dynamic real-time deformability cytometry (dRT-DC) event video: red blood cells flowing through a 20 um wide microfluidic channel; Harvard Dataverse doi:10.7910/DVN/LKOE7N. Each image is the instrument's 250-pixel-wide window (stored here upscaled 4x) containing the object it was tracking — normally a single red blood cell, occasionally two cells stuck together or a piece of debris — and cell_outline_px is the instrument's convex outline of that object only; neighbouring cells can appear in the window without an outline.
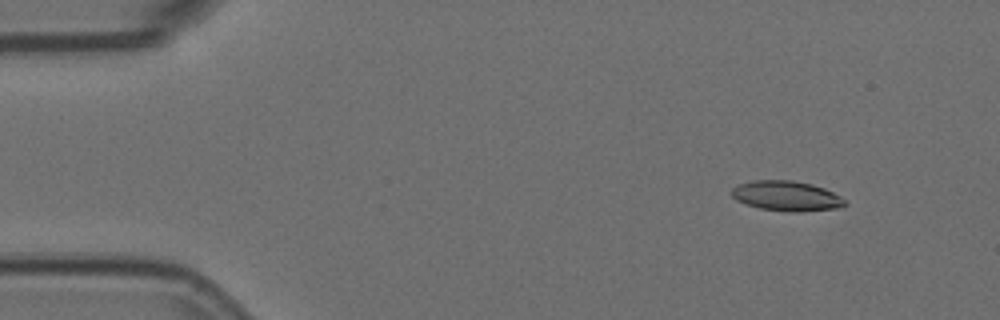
{"species": "Egyptian fruit bat (a non-hibernating species)", "species_latin": "Rousettus aegyptiacus", "temperature_condition": "room temperature", "stored_images_in_passage": 5, "camera_frame_rate_fps": 3000, "um_per_image_px": 0.085, "animal": {"sex": "female"}, "frame": {"image": 1, "passage_image": 2, "time_ms": 0.333, "image_size_px": [1000, 320], "cell_outline_px": [[848, 204], [840, 208], [800, 212], [788, 212], [760, 208], [744, 204], [736, 200], [732, 196], [732, 188], [736, 184], [752, 180], [792, 180], [812, 184], [824, 188], [848, 200]], "centroid_in_image_um": [66.87, 16.66], "position_along_channel_um": 18.1, "area_um2": 20.17}}
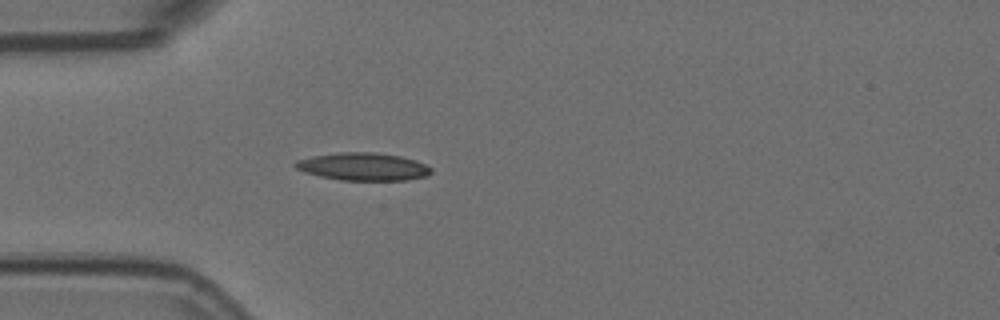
{"frame": {"image": 2, "passage_image": 5, "time_ms": 1.333, "image_size_px": [1000, 320], "cell_outline_px": [[432, 172], [428, 176], [404, 180], [340, 180], [320, 176], [304, 172], [296, 168], [292, 164], [296, 160], [312, 156], [340, 152], [376, 152], [400, 156], [416, 160], [432, 168]], "centroid_in_image_um": [30.86, 14.16], "position_along_channel_um": 54.1, "area_um2": 22.02}}